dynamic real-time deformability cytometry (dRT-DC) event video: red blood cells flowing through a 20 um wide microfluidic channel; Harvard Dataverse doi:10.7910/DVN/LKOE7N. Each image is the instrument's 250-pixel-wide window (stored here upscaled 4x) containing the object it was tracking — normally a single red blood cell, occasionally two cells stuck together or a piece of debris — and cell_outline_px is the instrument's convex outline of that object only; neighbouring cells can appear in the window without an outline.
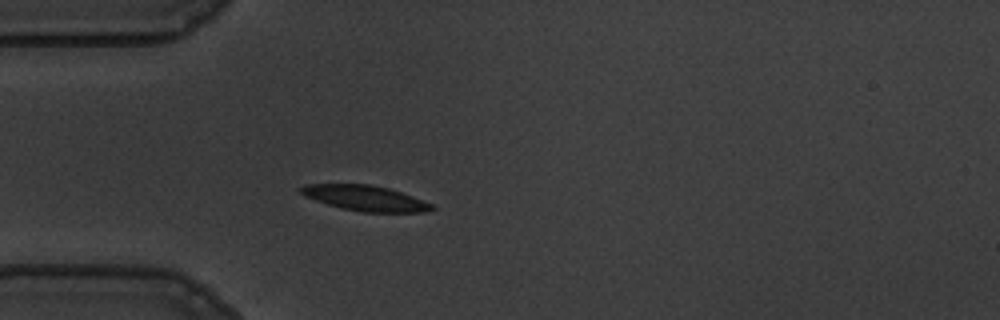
{"species": "common noctule bat (a hibernating species)", "species_latin": "Nyctalus noctula", "temperature_condition": "warm", "stored_images_in_passage": 41, "camera_frame_rate_fps": 3000, "um_per_image_px": 0.085, "animal": {"sex": "male", "body_mass_g": 19.5, "forearm_length_mm": 54.6}, "frame": {"image": 1, "passage_image": 1, "time_ms": 0.0, "image_size_px": [1000, 320], "cell_outline_px": [[436, 208], [428, 212], [364, 212], [340, 208], [304, 196], [300, 192], [300, 188], [308, 184], [368, 184], [388, 188], [412, 196], [432, 204]], "centroid_in_image_um": [31.06, 16.85], "position_along_channel_um": 53.9, "area_um2": 19.19}}
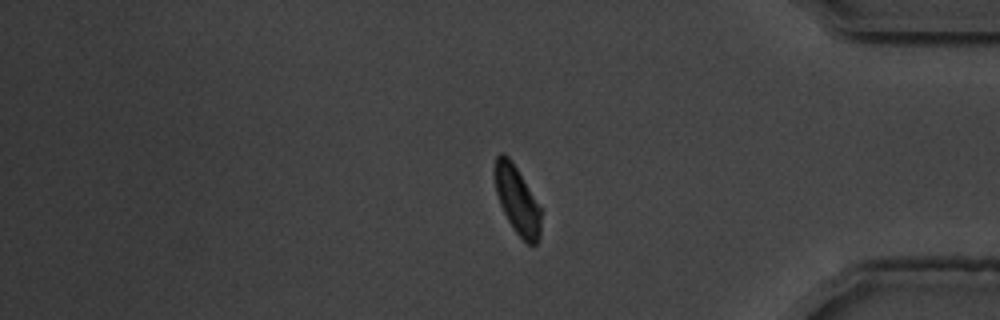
{"frame": {"image": 2, "passage_image": 32, "time_ms": 10.333, "image_size_px": [1000, 320], "cell_outline_px": [[540, 236], [536, 244], [528, 244], [516, 232], [508, 220], [500, 204], [496, 192], [496, 156], [500, 152], [504, 152], [512, 160], [540, 208]], "centroid_in_image_um": [43.96, 17.01], "position_along_channel_um": 391.2, "area_um2": 17.63}}
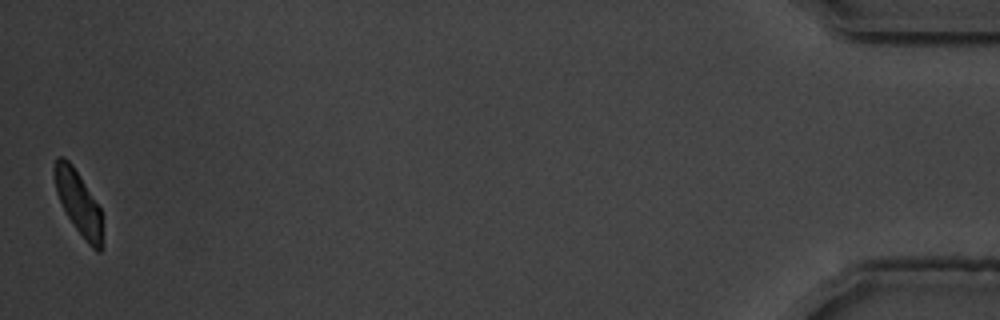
{"frame": {"image": 3, "passage_image": 41, "time_ms": 13.333, "image_size_px": [1000, 320], "cell_outline_px": [[104, 248], [100, 252], [96, 252], [88, 244], [76, 228], [68, 216], [56, 192], [52, 168], [56, 160], [60, 156], [68, 160], [72, 164], [100, 208]], "centroid_in_image_um": [6.68, 17.27], "position_along_channel_um": 428.5, "area_um2": 17.69}, "authors_computed_cell_mechanics": {"area_um2": 19.5942, "velocity_mm_per_s": 3.5514, "shape_relaxation_time_tau1_ms": 3.6265, "shape_relaxation_time_tau2_ms": 3.0572, "deformation_change_tau1": 0.146, "deformation_change_tau2": 0.074}}